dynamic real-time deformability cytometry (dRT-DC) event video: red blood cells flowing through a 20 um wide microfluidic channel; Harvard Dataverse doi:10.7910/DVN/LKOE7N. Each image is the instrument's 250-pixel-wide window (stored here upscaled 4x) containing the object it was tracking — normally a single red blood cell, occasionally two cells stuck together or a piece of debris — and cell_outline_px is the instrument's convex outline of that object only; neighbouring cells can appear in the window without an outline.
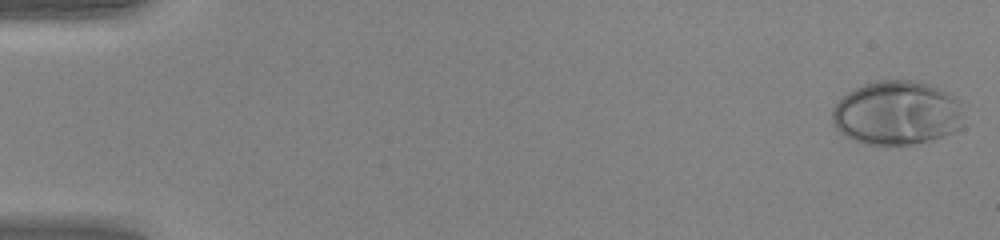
{"species": "human", "species_latin": "Homo sapiens", "temperature_condition": "warm", "stored_images_in_passage": 49, "camera_frame_rate_fps": 3000, "um_per_image_px": 0.085, "donor": {"sex": "female"}, "frame": {"image": 1, "passage_image": 1, "time_ms": 0.0, "image_size_px": [1000, 240], "cell_outline_px": [[960, 128], [944, 136], [932, 140], [912, 144], [864, 144], [844, 136], [836, 128], [832, 120], [832, 108], [848, 92], [864, 84], [876, 80], [912, 80], [928, 84], [956, 96], [960, 112]], "centroid_in_image_um": [76.19, 9.6], "position_along_channel_um": 8.8, "area_um2": 48.78}}
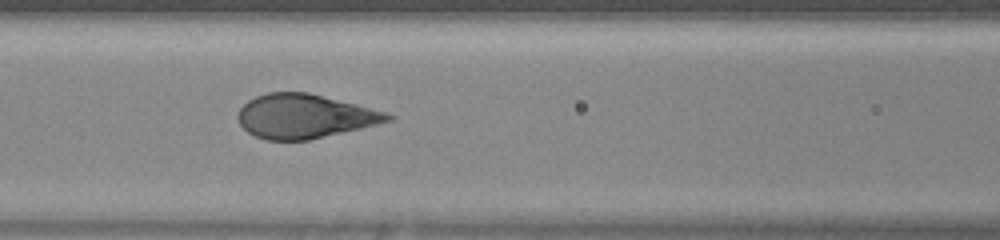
{"frame": {"image": 2, "passage_image": 22, "time_ms": 7.0, "image_size_px": [1000, 240], "cell_outline_px": [[396, 116], [392, 120], [360, 128], [308, 140], [268, 140], [256, 136], [248, 132], [240, 124], [236, 116], [240, 108], [248, 100], [256, 96], [268, 92], [308, 92], [388, 112]], "centroid_in_image_um": [25.88, 9.87], "position_along_channel_um": 140.7, "area_um2": 38.26}}
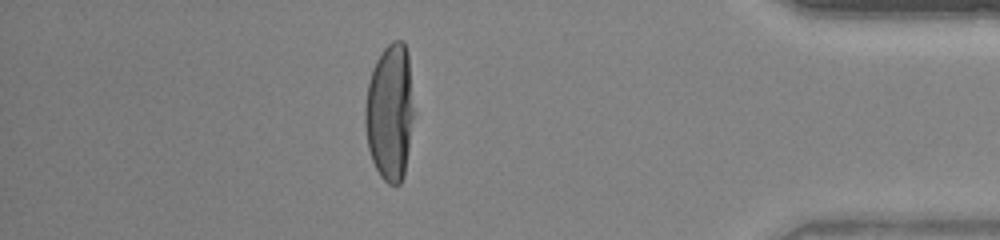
{"frame": {"image": 3, "passage_image": 43, "time_ms": 14.0, "image_size_px": [1000, 240], "cell_outline_px": [[412, 116], [408, 148], [404, 172], [400, 184], [388, 184], [380, 176], [372, 160], [368, 148], [364, 124], [364, 108], [368, 84], [372, 68], [376, 60], [384, 48], [392, 40], [404, 40], [408, 52], [412, 108]], "centroid_in_image_um": [33.1, 9.51], "position_along_channel_um": 402.1, "area_um2": 38.44}}